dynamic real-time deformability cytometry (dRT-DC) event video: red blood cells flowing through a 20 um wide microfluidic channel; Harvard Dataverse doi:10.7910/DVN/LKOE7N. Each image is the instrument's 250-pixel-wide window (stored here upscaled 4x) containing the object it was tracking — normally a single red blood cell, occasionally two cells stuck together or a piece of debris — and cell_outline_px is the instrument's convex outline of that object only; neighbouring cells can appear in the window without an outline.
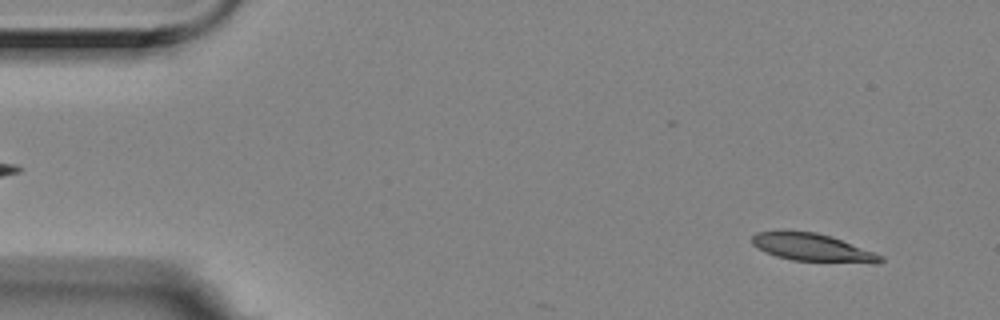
{"species": "Egyptian fruit bat (a non-hibernating species)", "species_latin": "Rousettus aegyptiacus", "temperature_condition": "room temperature", "stored_images_in_passage": 5, "camera_frame_rate_fps": 3000, "um_per_image_px": 0.085, "animal": {"sex": "female"}, "frame": {"image": 1, "passage_image": 1, "time_ms": 0.0, "image_size_px": [1000, 320], "cell_outline_px": [[884, 260], [876, 264], [792, 260], [776, 256], [752, 244], [752, 236], [756, 232], [816, 232], [832, 236], [884, 256]], "centroid_in_image_um": [69.15, 21.06], "position_along_channel_um": 15.8, "area_um2": 20.52}}